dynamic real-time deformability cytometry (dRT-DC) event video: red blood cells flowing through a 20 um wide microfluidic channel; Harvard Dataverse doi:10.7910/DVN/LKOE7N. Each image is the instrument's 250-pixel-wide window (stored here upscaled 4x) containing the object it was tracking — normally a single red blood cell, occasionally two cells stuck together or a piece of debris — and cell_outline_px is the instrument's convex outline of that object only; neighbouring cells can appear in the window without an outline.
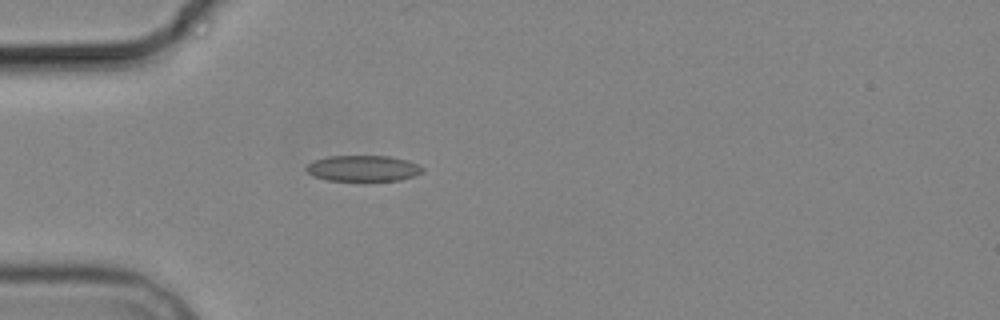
{"species": "common noctule bat (a hibernating species)", "species_latin": "Nyctalus noctula", "temperature_condition": "cold", "stored_images_in_passage": 2, "camera_frame_rate_fps": 3000, "um_per_image_px": 0.085, "animal": {"sex": "male", "body_mass_g": 19.2, "forearm_length_mm": 51.8}, "frame": {"image": 1, "passage_image": 2, "time_ms": 1.0, "image_size_px": [1000, 320], "cell_outline_px": [[424, 172], [400, 180], [328, 180], [312, 176], [304, 168], [312, 160], [328, 156], [388, 156], [408, 160], [424, 168]], "centroid_in_image_um": [30.83, 14.3], "position_along_channel_um": 54.2, "area_um2": 17.51}}